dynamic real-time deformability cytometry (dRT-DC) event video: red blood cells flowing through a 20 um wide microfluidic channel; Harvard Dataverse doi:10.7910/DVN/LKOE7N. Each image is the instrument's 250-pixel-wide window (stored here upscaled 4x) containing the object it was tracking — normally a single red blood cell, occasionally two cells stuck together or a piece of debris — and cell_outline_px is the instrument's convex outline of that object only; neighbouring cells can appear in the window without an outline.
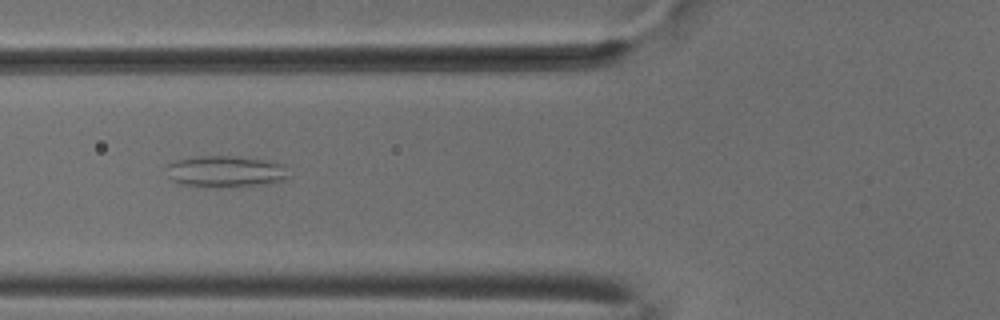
{"species": "common noctule bat (a hibernating species)", "species_latin": "Nyctalus noctula", "temperature_condition": "cold", "stored_images_in_passage": 52, "camera_frame_rate_fps": 3000, "um_per_image_px": 0.085, "animal": {"sex": "male", "body_mass_g": 18.8}, "frame": {"image": 1, "passage_image": 20, "time_ms": 6.333, "image_size_px": [1000, 320], "cell_outline_px": [[288, 176], [284, 180], [268, 184], [208, 188], [180, 184], [172, 180], [168, 176], [168, 164], [176, 160], [200, 156], [236, 156], [284, 164]], "centroid_in_image_um": [19.15, 14.59], "position_along_channel_um": 106.7, "area_um2": 22.37}}
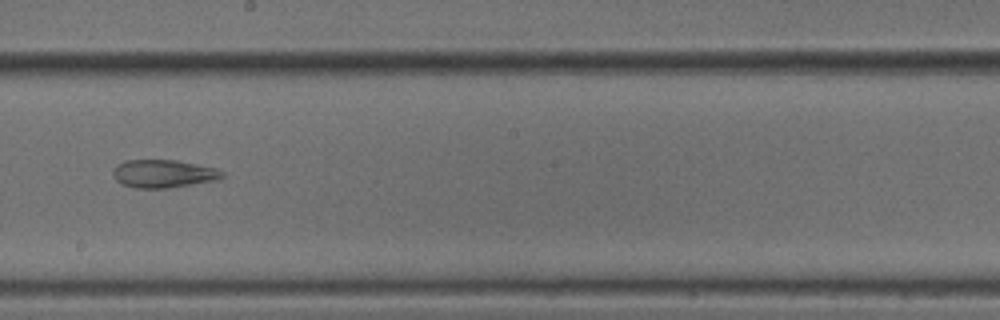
{"frame": {"image": 2, "passage_image": 30, "time_ms": 9.667, "image_size_px": [1000, 320], "cell_outline_px": [[224, 176], [216, 180], [168, 188], [136, 188], [124, 184], [116, 180], [112, 176], [112, 172], [116, 164], [124, 160], [176, 160], [216, 168], [224, 172]], "centroid_in_image_um": [13.86, 14.75], "position_along_channel_um": 234.3, "area_um2": 17.8}}
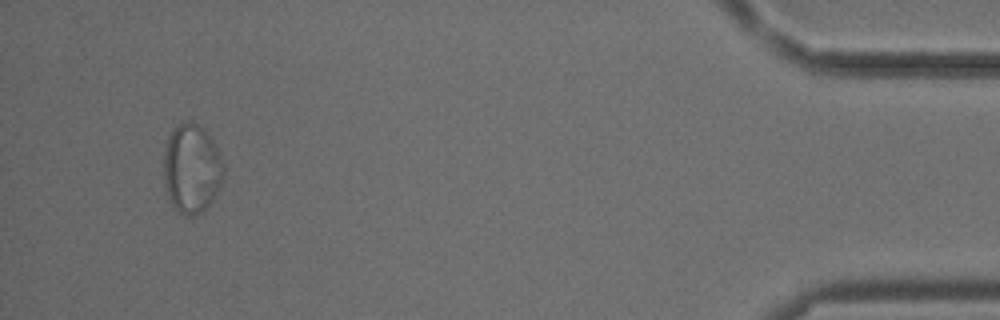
{"frame": {"image": 3, "passage_image": 50, "time_ms": 16.333, "image_size_px": [1000, 320], "cell_outline_px": [[224, 172], [220, 184], [212, 200], [200, 212], [192, 216], [184, 216], [172, 204], [168, 196], [164, 180], [164, 152], [168, 136], [172, 128], [176, 124], [196, 124], [204, 128], [220, 152], [224, 164]], "centroid_in_image_um": [16.29, 14.32], "position_along_channel_um": 418.9, "area_um2": 30.81}, "authors_computed_cell_mechanics": {"area_um2": 26.8481, "velocity_mm_per_s": 3.8146, "shape_relaxation_time_tau1_ms": null, "shape_relaxation_time_tau2_ms": 2.1865, "deformation_change_tau1": null, "deformation_change_tau2": 0.0851}}